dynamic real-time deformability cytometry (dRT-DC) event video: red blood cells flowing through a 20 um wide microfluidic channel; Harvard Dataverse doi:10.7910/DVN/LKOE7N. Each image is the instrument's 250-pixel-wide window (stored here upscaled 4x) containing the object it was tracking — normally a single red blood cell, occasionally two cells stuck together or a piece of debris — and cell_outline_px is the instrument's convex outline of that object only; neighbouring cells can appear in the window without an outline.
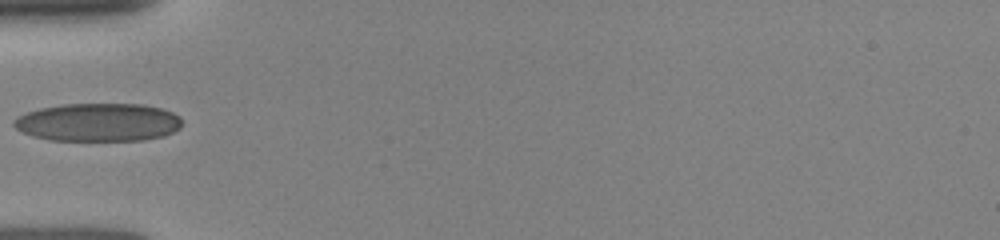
{"species": "human", "species_latin": "Homo sapiens", "temperature_condition": "room temperature", "stored_images_in_passage": 1, "camera_frame_rate_fps": 3000, "um_per_image_px": 0.085, "donor": {"sex": "female"}, "frame": {"image": 1, "passage_image": 1, "time_ms": 0.0, "image_size_px": [1000, 240], "cell_outline_px": [[184, 124], [180, 128], [164, 136], [144, 140], [48, 140], [32, 136], [16, 128], [12, 124], [12, 120], [16, 116], [40, 108], [64, 104], [144, 104], [160, 108], [172, 112], [180, 116]], "centroid_in_image_um": [8.36, 10.39], "position_along_channel_um": 76.6, "area_um2": 37.63}}